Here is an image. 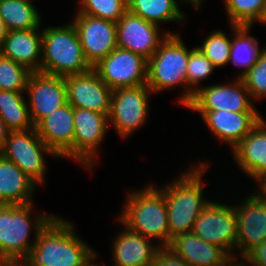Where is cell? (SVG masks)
<instances>
[{
  "label": "cell",
  "mask_w": 266,
  "mask_h": 266,
  "mask_svg": "<svg viewBox=\"0 0 266 266\" xmlns=\"http://www.w3.org/2000/svg\"><path fill=\"white\" fill-rule=\"evenodd\" d=\"M230 47L231 40L226 33L215 30L206 36L205 41L198 48L217 68L229 63Z\"/></svg>",
  "instance_id": "obj_33"
},
{
  "label": "cell",
  "mask_w": 266,
  "mask_h": 266,
  "mask_svg": "<svg viewBox=\"0 0 266 266\" xmlns=\"http://www.w3.org/2000/svg\"><path fill=\"white\" fill-rule=\"evenodd\" d=\"M73 227L55 216L40 231L20 266H82L95 251L75 234Z\"/></svg>",
  "instance_id": "obj_1"
},
{
  "label": "cell",
  "mask_w": 266,
  "mask_h": 266,
  "mask_svg": "<svg viewBox=\"0 0 266 266\" xmlns=\"http://www.w3.org/2000/svg\"><path fill=\"white\" fill-rule=\"evenodd\" d=\"M252 266H266V241L251 250L244 258Z\"/></svg>",
  "instance_id": "obj_36"
},
{
  "label": "cell",
  "mask_w": 266,
  "mask_h": 266,
  "mask_svg": "<svg viewBox=\"0 0 266 266\" xmlns=\"http://www.w3.org/2000/svg\"><path fill=\"white\" fill-rule=\"evenodd\" d=\"M124 210L118 217L122 225L149 239L162 241L160 246L167 247L172 237L168 225V212L165 195L153 185L140 191L128 193Z\"/></svg>",
  "instance_id": "obj_3"
},
{
  "label": "cell",
  "mask_w": 266,
  "mask_h": 266,
  "mask_svg": "<svg viewBox=\"0 0 266 266\" xmlns=\"http://www.w3.org/2000/svg\"><path fill=\"white\" fill-rule=\"evenodd\" d=\"M240 169L256 180L266 174V121L261 118L232 149Z\"/></svg>",
  "instance_id": "obj_21"
},
{
  "label": "cell",
  "mask_w": 266,
  "mask_h": 266,
  "mask_svg": "<svg viewBox=\"0 0 266 266\" xmlns=\"http://www.w3.org/2000/svg\"><path fill=\"white\" fill-rule=\"evenodd\" d=\"M8 32L9 30L7 29L6 24L4 23L3 19L0 16V47L2 46L3 41L7 36Z\"/></svg>",
  "instance_id": "obj_39"
},
{
  "label": "cell",
  "mask_w": 266,
  "mask_h": 266,
  "mask_svg": "<svg viewBox=\"0 0 266 266\" xmlns=\"http://www.w3.org/2000/svg\"><path fill=\"white\" fill-rule=\"evenodd\" d=\"M192 232L201 240L224 249L231 257L236 252L237 218L234 206L211 202L195 221Z\"/></svg>",
  "instance_id": "obj_8"
},
{
  "label": "cell",
  "mask_w": 266,
  "mask_h": 266,
  "mask_svg": "<svg viewBox=\"0 0 266 266\" xmlns=\"http://www.w3.org/2000/svg\"><path fill=\"white\" fill-rule=\"evenodd\" d=\"M199 113L215 137L229 143L232 149L262 118L258 112L217 110Z\"/></svg>",
  "instance_id": "obj_19"
},
{
  "label": "cell",
  "mask_w": 266,
  "mask_h": 266,
  "mask_svg": "<svg viewBox=\"0 0 266 266\" xmlns=\"http://www.w3.org/2000/svg\"><path fill=\"white\" fill-rule=\"evenodd\" d=\"M215 68L216 67L198 47L190 50L186 72L188 84V104L192 101L194 94L200 88L198 83L208 78ZM196 85L198 87H196Z\"/></svg>",
  "instance_id": "obj_32"
},
{
  "label": "cell",
  "mask_w": 266,
  "mask_h": 266,
  "mask_svg": "<svg viewBox=\"0 0 266 266\" xmlns=\"http://www.w3.org/2000/svg\"><path fill=\"white\" fill-rule=\"evenodd\" d=\"M125 228L113 241L114 266H151L161 246L127 226Z\"/></svg>",
  "instance_id": "obj_22"
},
{
  "label": "cell",
  "mask_w": 266,
  "mask_h": 266,
  "mask_svg": "<svg viewBox=\"0 0 266 266\" xmlns=\"http://www.w3.org/2000/svg\"><path fill=\"white\" fill-rule=\"evenodd\" d=\"M167 248L189 266H222L231 258L224 249L201 240L192 231L174 236Z\"/></svg>",
  "instance_id": "obj_20"
},
{
  "label": "cell",
  "mask_w": 266,
  "mask_h": 266,
  "mask_svg": "<svg viewBox=\"0 0 266 266\" xmlns=\"http://www.w3.org/2000/svg\"><path fill=\"white\" fill-rule=\"evenodd\" d=\"M190 51L184 45L180 35L168 34L158 49L147 60L146 85L154 93L174 86L184 85L180 97L183 106L188 105L187 65Z\"/></svg>",
  "instance_id": "obj_6"
},
{
  "label": "cell",
  "mask_w": 266,
  "mask_h": 266,
  "mask_svg": "<svg viewBox=\"0 0 266 266\" xmlns=\"http://www.w3.org/2000/svg\"><path fill=\"white\" fill-rule=\"evenodd\" d=\"M176 0H128V11L156 25L185 18Z\"/></svg>",
  "instance_id": "obj_28"
},
{
  "label": "cell",
  "mask_w": 266,
  "mask_h": 266,
  "mask_svg": "<svg viewBox=\"0 0 266 266\" xmlns=\"http://www.w3.org/2000/svg\"><path fill=\"white\" fill-rule=\"evenodd\" d=\"M0 53L26 66L31 72H41L42 32L39 33L38 29L9 31Z\"/></svg>",
  "instance_id": "obj_23"
},
{
  "label": "cell",
  "mask_w": 266,
  "mask_h": 266,
  "mask_svg": "<svg viewBox=\"0 0 266 266\" xmlns=\"http://www.w3.org/2000/svg\"><path fill=\"white\" fill-rule=\"evenodd\" d=\"M0 16L9 31L39 29L41 25L31 0H0Z\"/></svg>",
  "instance_id": "obj_26"
},
{
  "label": "cell",
  "mask_w": 266,
  "mask_h": 266,
  "mask_svg": "<svg viewBox=\"0 0 266 266\" xmlns=\"http://www.w3.org/2000/svg\"><path fill=\"white\" fill-rule=\"evenodd\" d=\"M35 129L58 158L73 159L74 107L71 104L67 102L44 117Z\"/></svg>",
  "instance_id": "obj_18"
},
{
  "label": "cell",
  "mask_w": 266,
  "mask_h": 266,
  "mask_svg": "<svg viewBox=\"0 0 266 266\" xmlns=\"http://www.w3.org/2000/svg\"><path fill=\"white\" fill-rule=\"evenodd\" d=\"M255 181H258L261 186H258L260 188L259 193H254L259 199H262L263 201H266V174L257 178Z\"/></svg>",
  "instance_id": "obj_37"
},
{
  "label": "cell",
  "mask_w": 266,
  "mask_h": 266,
  "mask_svg": "<svg viewBox=\"0 0 266 266\" xmlns=\"http://www.w3.org/2000/svg\"><path fill=\"white\" fill-rule=\"evenodd\" d=\"M151 266H189L167 247H161Z\"/></svg>",
  "instance_id": "obj_35"
},
{
  "label": "cell",
  "mask_w": 266,
  "mask_h": 266,
  "mask_svg": "<svg viewBox=\"0 0 266 266\" xmlns=\"http://www.w3.org/2000/svg\"><path fill=\"white\" fill-rule=\"evenodd\" d=\"M77 13L117 23L128 11V0H79Z\"/></svg>",
  "instance_id": "obj_30"
},
{
  "label": "cell",
  "mask_w": 266,
  "mask_h": 266,
  "mask_svg": "<svg viewBox=\"0 0 266 266\" xmlns=\"http://www.w3.org/2000/svg\"><path fill=\"white\" fill-rule=\"evenodd\" d=\"M231 84L199 88L186 108L197 112L225 110L231 112H258L242 79ZM251 99V100H249Z\"/></svg>",
  "instance_id": "obj_11"
},
{
  "label": "cell",
  "mask_w": 266,
  "mask_h": 266,
  "mask_svg": "<svg viewBox=\"0 0 266 266\" xmlns=\"http://www.w3.org/2000/svg\"><path fill=\"white\" fill-rule=\"evenodd\" d=\"M231 25L252 26L262 23L266 14V0H224Z\"/></svg>",
  "instance_id": "obj_29"
},
{
  "label": "cell",
  "mask_w": 266,
  "mask_h": 266,
  "mask_svg": "<svg viewBox=\"0 0 266 266\" xmlns=\"http://www.w3.org/2000/svg\"><path fill=\"white\" fill-rule=\"evenodd\" d=\"M32 72L0 53V90L24 92Z\"/></svg>",
  "instance_id": "obj_31"
},
{
  "label": "cell",
  "mask_w": 266,
  "mask_h": 266,
  "mask_svg": "<svg viewBox=\"0 0 266 266\" xmlns=\"http://www.w3.org/2000/svg\"><path fill=\"white\" fill-rule=\"evenodd\" d=\"M64 80L69 104L109 115L113 90L93 69L83 74L65 76Z\"/></svg>",
  "instance_id": "obj_15"
},
{
  "label": "cell",
  "mask_w": 266,
  "mask_h": 266,
  "mask_svg": "<svg viewBox=\"0 0 266 266\" xmlns=\"http://www.w3.org/2000/svg\"><path fill=\"white\" fill-rule=\"evenodd\" d=\"M72 23L77 31L83 54L91 67L117 48L115 22L77 13Z\"/></svg>",
  "instance_id": "obj_13"
},
{
  "label": "cell",
  "mask_w": 266,
  "mask_h": 266,
  "mask_svg": "<svg viewBox=\"0 0 266 266\" xmlns=\"http://www.w3.org/2000/svg\"><path fill=\"white\" fill-rule=\"evenodd\" d=\"M176 180L161 188L165 195L170 236L191 232L203 208L209 203L202 196V177L208 165L198 163Z\"/></svg>",
  "instance_id": "obj_2"
},
{
  "label": "cell",
  "mask_w": 266,
  "mask_h": 266,
  "mask_svg": "<svg viewBox=\"0 0 266 266\" xmlns=\"http://www.w3.org/2000/svg\"><path fill=\"white\" fill-rule=\"evenodd\" d=\"M231 26L235 38L231 40L229 63L231 61L234 65L243 67L242 73L237 77L242 79L257 63L263 49H259L257 39L249 34L252 26Z\"/></svg>",
  "instance_id": "obj_25"
},
{
  "label": "cell",
  "mask_w": 266,
  "mask_h": 266,
  "mask_svg": "<svg viewBox=\"0 0 266 266\" xmlns=\"http://www.w3.org/2000/svg\"><path fill=\"white\" fill-rule=\"evenodd\" d=\"M92 69L112 90L146 84L147 59L120 47L101 59Z\"/></svg>",
  "instance_id": "obj_10"
},
{
  "label": "cell",
  "mask_w": 266,
  "mask_h": 266,
  "mask_svg": "<svg viewBox=\"0 0 266 266\" xmlns=\"http://www.w3.org/2000/svg\"><path fill=\"white\" fill-rule=\"evenodd\" d=\"M109 115L74 107V139L73 160L93 169L92 164L97 157L98 145L103 141L108 124Z\"/></svg>",
  "instance_id": "obj_12"
},
{
  "label": "cell",
  "mask_w": 266,
  "mask_h": 266,
  "mask_svg": "<svg viewBox=\"0 0 266 266\" xmlns=\"http://www.w3.org/2000/svg\"><path fill=\"white\" fill-rule=\"evenodd\" d=\"M9 132L6 124L0 117V150L3 148Z\"/></svg>",
  "instance_id": "obj_38"
},
{
  "label": "cell",
  "mask_w": 266,
  "mask_h": 266,
  "mask_svg": "<svg viewBox=\"0 0 266 266\" xmlns=\"http://www.w3.org/2000/svg\"><path fill=\"white\" fill-rule=\"evenodd\" d=\"M96 255L97 254L95 252V254L92 257H90L82 266H100V264L95 265L94 263H91L92 262L91 260H94L95 257H97Z\"/></svg>",
  "instance_id": "obj_42"
},
{
  "label": "cell",
  "mask_w": 266,
  "mask_h": 266,
  "mask_svg": "<svg viewBox=\"0 0 266 266\" xmlns=\"http://www.w3.org/2000/svg\"><path fill=\"white\" fill-rule=\"evenodd\" d=\"M236 258L237 257H231L224 265H222V266H248L246 263H245V265L243 264L242 265V263H237L236 262ZM234 260H235V262H234Z\"/></svg>",
  "instance_id": "obj_40"
},
{
  "label": "cell",
  "mask_w": 266,
  "mask_h": 266,
  "mask_svg": "<svg viewBox=\"0 0 266 266\" xmlns=\"http://www.w3.org/2000/svg\"><path fill=\"white\" fill-rule=\"evenodd\" d=\"M32 206V203L0 204V256L9 266L20 265L28 256L29 250L34 247L40 231L55 217L38 213L31 219ZM32 227L35 228L36 238L29 243Z\"/></svg>",
  "instance_id": "obj_4"
},
{
  "label": "cell",
  "mask_w": 266,
  "mask_h": 266,
  "mask_svg": "<svg viewBox=\"0 0 266 266\" xmlns=\"http://www.w3.org/2000/svg\"><path fill=\"white\" fill-rule=\"evenodd\" d=\"M37 184L0 154V204H31Z\"/></svg>",
  "instance_id": "obj_24"
},
{
  "label": "cell",
  "mask_w": 266,
  "mask_h": 266,
  "mask_svg": "<svg viewBox=\"0 0 266 266\" xmlns=\"http://www.w3.org/2000/svg\"><path fill=\"white\" fill-rule=\"evenodd\" d=\"M266 24V14H265V17H264V20H263V23L262 24Z\"/></svg>",
  "instance_id": "obj_44"
},
{
  "label": "cell",
  "mask_w": 266,
  "mask_h": 266,
  "mask_svg": "<svg viewBox=\"0 0 266 266\" xmlns=\"http://www.w3.org/2000/svg\"><path fill=\"white\" fill-rule=\"evenodd\" d=\"M117 47L130 50L149 59L158 49L160 43L173 32L159 34V25L127 11L116 23ZM163 35V36H160Z\"/></svg>",
  "instance_id": "obj_16"
},
{
  "label": "cell",
  "mask_w": 266,
  "mask_h": 266,
  "mask_svg": "<svg viewBox=\"0 0 266 266\" xmlns=\"http://www.w3.org/2000/svg\"><path fill=\"white\" fill-rule=\"evenodd\" d=\"M252 100L266 97V47L258 59L257 63L242 78Z\"/></svg>",
  "instance_id": "obj_34"
},
{
  "label": "cell",
  "mask_w": 266,
  "mask_h": 266,
  "mask_svg": "<svg viewBox=\"0 0 266 266\" xmlns=\"http://www.w3.org/2000/svg\"><path fill=\"white\" fill-rule=\"evenodd\" d=\"M23 92L0 90V117L9 131L35 128Z\"/></svg>",
  "instance_id": "obj_27"
},
{
  "label": "cell",
  "mask_w": 266,
  "mask_h": 266,
  "mask_svg": "<svg viewBox=\"0 0 266 266\" xmlns=\"http://www.w3.org/2000/svg\"><path fill=\"white\" fill-rule=\"evenodd\" d=\"M0 266H9L0 256Z\"/></svg>",
  "instance_id": "obj_43"
},
{
  "label": "cell",
  "mask_w": 266,
  "mask_h": 266,
  "mask_svg": "<svg viewBox=\"0 0 266 266\" xmlns=\"http://www.w3.org/2000/svg\"><path fill=\"white\" fill-rule=\"evenodd\" d=\"M28 92V93H27ZM25 93L29 96V113L34 126L67 103L64 77L41 72L29 75Z\"/></svg>",
  "instance_id": "obj_14"
},
{
  "label": "cell",
  "mask_w": 266,
  "mask_h": 266,
  "mask_svg": "<svg viewBox=\"0 0 266 266\" xmlns=\"http://www.w3.org/2000/svg\"><path fill=\"white\" fill-rule=\"evenodd\" d=\"M183 2H189V4L191 3L196 9L198 8V6L200 7V4L202 2H204L203 0H181Z\"/></svg>",
  "instance_id": "obj_41"
},
{
  "label": "cell",
  "mask_w": 266,
  "mask_h": 266,
  "mask_svg": "<svg viewBox=\"0 0 266 266\" xmlns=\"http://www.w3.org/2000/svg\"><path fill=\"white\" fill-rule=\"evenodd\" d=\"M148 93L153 94L146 84L113 90L108 119L122 138H127L145 123L149 109Z\"/></svg>",
  "instance_id": "obj_9"
},
{
  "label": "cell",
  "mask_w": 266,
  "mask_h": 266,
  "mask_svg": "<svg viewBox=\"0 0 266 266\" xmlns=\"http://www.w3.org/2000/svg\"><path fill=\"white\" fill-rule=\"evenodd\" d=\"M28 131V132H27ZM58 157L39 137L35 128L10 131L0 154L16 164L37 185L43 184L45 159L43 154Z\"/></svg>",
  "instance_id": "obj_7"
},
{
  "label": "cell",
  "mask_w": 266,
  "mask_h": 266,
  "mask_svg": "<svg viewBox=\"0 0 266 266\" xmlns=\"http://www.w3.org/2000/svg\"><path fill=\"white\" fill-rule=\"evenodd\" d=\"M237 218L236 250L243 258L266 241V201L251 194L235 206Z\"/></svg>",
  "instance_id": "obj_17"
},
{
  "label": "cell",
  "mask_w": 266,
  "mask_h": 266,
  "mask_svg": "<svg viewBox=\"0 0 266 266\" xmlns=\"http://www.w3.org/2000/svg\"><path fill=\"white\" fill-rule=\"evenodd\" d=\"M42 31L41 73L52 76L83 74L92 69L84 57L72 22Z\"/></svg>",
  "instance_id": "obj_5"
}]
</instances>
